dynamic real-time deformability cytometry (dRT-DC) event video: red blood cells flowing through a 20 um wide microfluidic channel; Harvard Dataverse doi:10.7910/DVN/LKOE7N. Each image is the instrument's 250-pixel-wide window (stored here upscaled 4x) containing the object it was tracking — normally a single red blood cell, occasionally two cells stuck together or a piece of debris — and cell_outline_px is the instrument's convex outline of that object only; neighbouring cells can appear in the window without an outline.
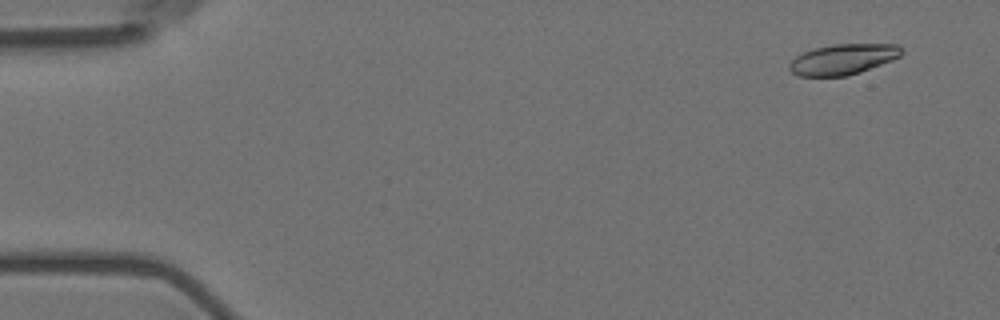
{"species": "Egyptian fruit bat (a non-hibernating species)", "species_latin": "Rousettus aegyptiacus", "temperature_condition": "room temperature", "stored_images_in_passage": 4, "camera_frame_rate_fps": 3000, "um_per_image_px": 0.085, "animal": {"sex": "female"}, "frame": {"image": 1, "passage_image": 1, "time_ms": 0.0, "image_size_px": [1000, 320], "cell_outline_px": [[904, 52], [900, 56], [892, 60], [860, 72], [848, 76], [800, 76], [792, 72], [788, 68], [788, 64], [796, 56], [812, 48], [832, 44], [896, 44]], "centroid_in_image_um": [71.63, 5.03], "position_along_channel_um": 13.4, "area_um2": 20.0}}
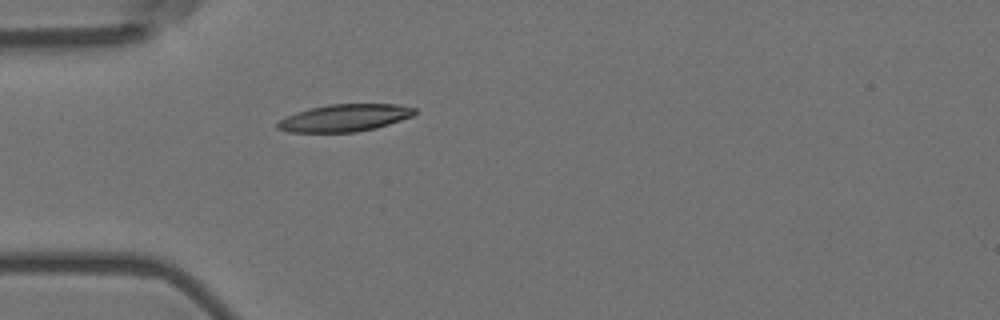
{"frame": {"image": 2, "passage_image": 4, "time_ms": 1.0, "image_size_px": [1000, 320], "cell_outline_px": [[416, 112], [412, 116], [376, 128], [356, 132], [288, 132], [276, 128], [276, 124], [280, 120], [296, 112], [308, 108], [328, 104], [400, 104], [416, 108]], "centroid_in_image_um": [29.29, 10.01], "position_along_channel_um": 55.7, "area_um2": 21.79}}